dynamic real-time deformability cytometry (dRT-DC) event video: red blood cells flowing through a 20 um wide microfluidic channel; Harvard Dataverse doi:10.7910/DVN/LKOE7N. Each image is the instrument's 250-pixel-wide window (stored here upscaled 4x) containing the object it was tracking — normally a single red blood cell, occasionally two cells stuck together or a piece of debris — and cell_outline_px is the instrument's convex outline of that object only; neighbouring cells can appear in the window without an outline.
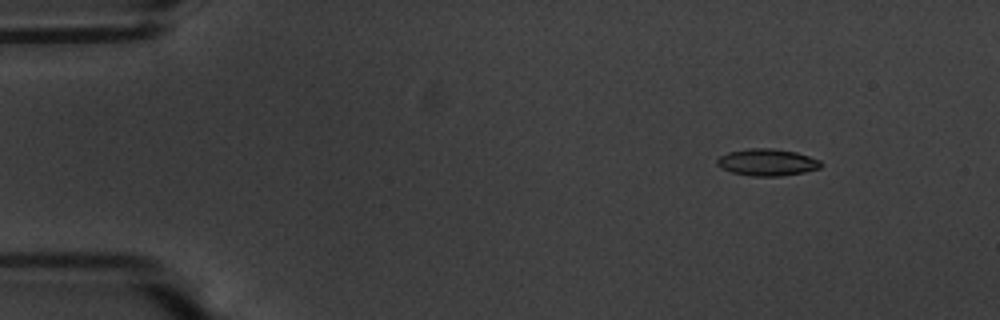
{"species": "common noctule bat (a hibernating species)", "species_latin": "Nyctalus noctula", "temperature_condition": "warm", "stored_images_in_passage": 54, "camera_frame_rate_fps": 3000, "um_per_image_px": 0.085, "animal": {"sex": "male", "body_mass_g": 20.1, "forearm_length_mm": 53.5}, "frame": {"image": 1, "passage_image": 4, "time_ms": 1.0, "image_size_px": [1000, 320], "cell_outline_px": [[824, 164], [820, 168], [804, 172], [780, 176], [752, 176], [732, 172], [720, 168], [716, 164], [716, 160], [720, 156], [728, 152], [748, 148], [772, 148], [796, 152], [820, 160]], "centroid_in_image_um": [65.2, 13.79], "position_along_channel_um": 19.8, "area_um2": 16.36}}
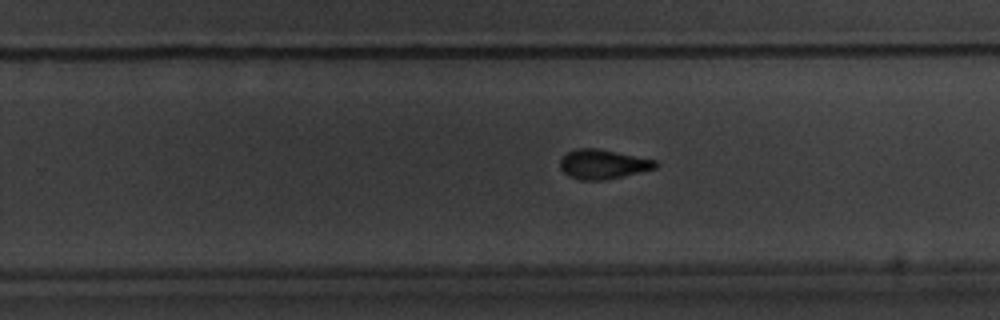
{"frame": {"image": 2, "passage_image": 33, "time_ms": 10.667, "image_size_px": [1000, 320], "cell_outline_px": [[660, 164], [656, 168], [604, 180], [580, 180], [568, 176], [560, 168], [560, 160], [568, 152], [576, 148], [596, 148], [656, 160]], "centroid_in_image_um": [51.24, 13.96], "position_along_channel_um": 278.6, "area_um2": 16.24}}
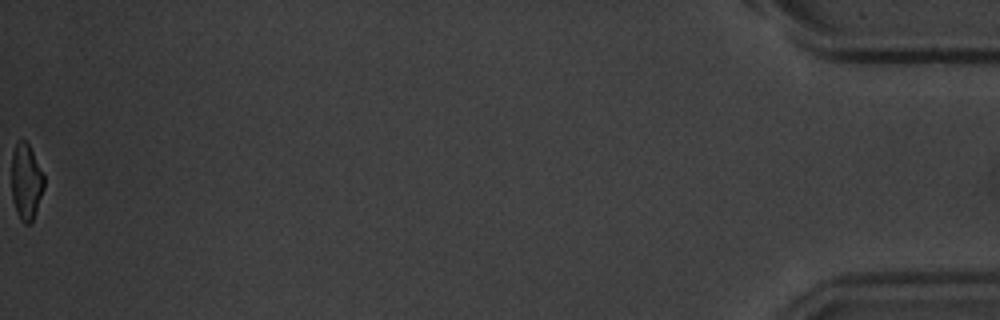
{"frame": {"image": 3, "passage_image": 54, "time_ms": 17.667, "image_size_px": [1000, 320], "cell_outline_px": [[44, 188], [32, 224], [24, 224], [20, 220], [16, 212], [12, 200], [12, 152], [16, 144], [20, 140], [24, 140], [28, 144], [44, 176]], "centroid_in_image_um": [2.21, 15.51], "position_along_channel_um": 433.0, "area_um2": 14.39}, "authors_computed_cell_mechanics": {"area_um2": 16.2707, "velocity_mm_per_s": 3.6122, "shape_relaxation_time_tau1_ms": 4.3557, "shape_relaxation_time_tau2_ms": 2.2997, "deformation_change_tau1": 0.1517, "deformation_change_tau2": 0.0788}}